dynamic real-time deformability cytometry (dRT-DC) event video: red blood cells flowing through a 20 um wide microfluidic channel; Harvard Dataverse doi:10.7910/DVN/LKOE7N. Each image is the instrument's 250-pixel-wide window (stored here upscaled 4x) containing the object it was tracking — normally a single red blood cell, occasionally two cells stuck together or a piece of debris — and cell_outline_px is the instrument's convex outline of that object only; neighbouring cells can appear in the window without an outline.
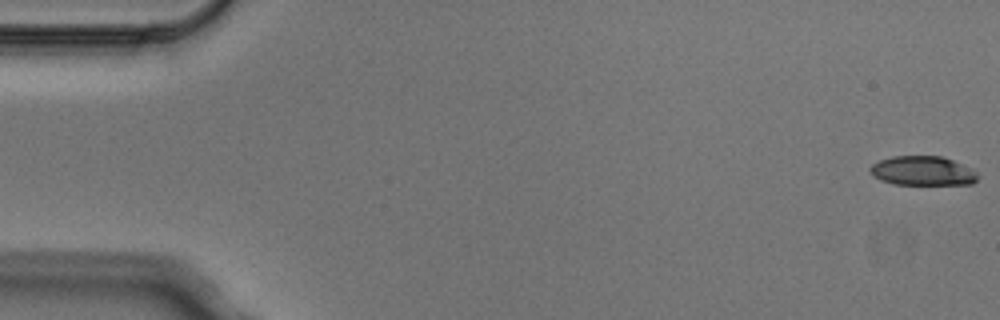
{"species": "Egyptian fruit bat (a non-hibernating species)", "species_latin": "Rousettus aegyptiacus", "temperature_condition": "cold", "stored_images_in_passage": 4, "camera_frame_rate_fps": 3000, "um_per_image_px": 0.085, "animal": {"sex": "male"}, "frame": {"image": 1, "passage_image": 1, "time_ms": 0.0, "image_size_px": [1000, 320], "cell_outline_px": [[976, 180], [972, 184], [896, 184], [880, 180], [872, 176], [868, 168], [872, 164], [880, 160], [892, 156], [940, 156], [952, 160], [972, 168], [976, 172]], "centroid_in_image_um": [78.39, 14.52], "position_along_channel_um": 6.6, "area_um2": 18.32}}
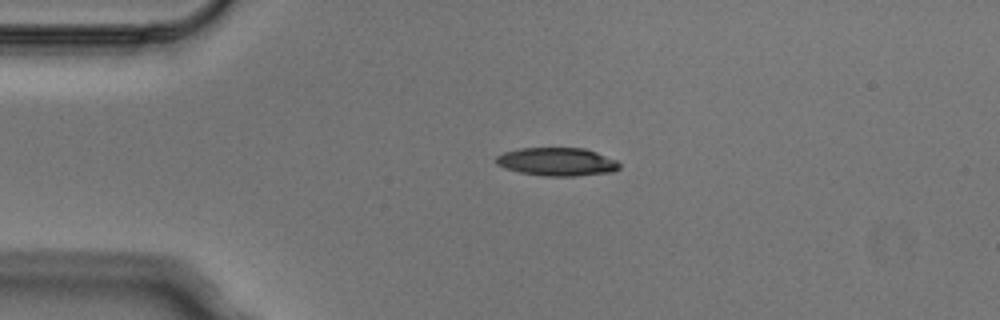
{"frame": {"image": 2, "passage_image": 4, "time_ms": 1.0, "image_size_px": [1000, 320], "cell_outline_px": [[620, 168], [612, 172], [576, 176], [544, 176], [520, 172], [504, 168], [496, 164], [496, 156], [504, 152], [520, 148], [584, 148], [596, 152], [616, 160], [620, 164]], "centroid_in_image_um": [47.34, 13.75], "position_along_channel_um": 37.7, "area_um2": 20.29}}